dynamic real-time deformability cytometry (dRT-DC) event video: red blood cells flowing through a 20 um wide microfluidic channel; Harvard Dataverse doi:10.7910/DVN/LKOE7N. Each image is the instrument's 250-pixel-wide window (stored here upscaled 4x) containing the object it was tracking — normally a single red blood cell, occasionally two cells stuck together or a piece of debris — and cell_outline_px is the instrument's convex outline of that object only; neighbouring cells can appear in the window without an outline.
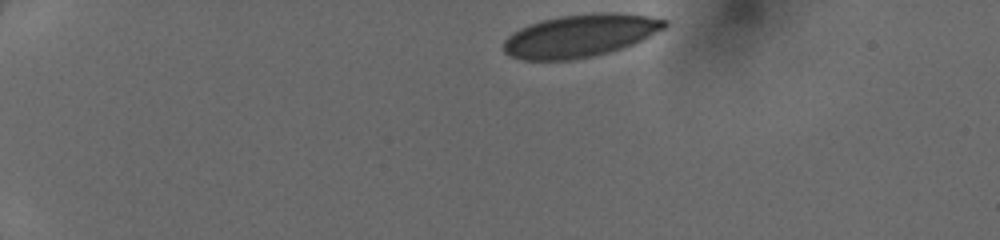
{"species": "human", "species_latin": "Homo sapiens", "temperature_condition": "cold", "stored_images_in_passage": 39, "camera_frame_rate_fps": 3000, "um_per_image_px": 0.085, "donor": {"sex": "female"}, "frame": {"image": 1, "passage_image": 1, "time_ms": 0.0, "image_size_px": [1000, 240], "cell_outline_px": [[668, 24], [664, 28], [632, 44], [608, 52], [592, 56], [568, 60], [524, 60], [508, 56], [504, 52], [504, 40], [512, 32], [528, 24], [540, 20], [560, 16], [592, 12], [616, 12], [648, 16], [668, 20]], "centroid_in_image_um": [49.27, 3.02], "position_along_channel_um": 35.7, "area_um2": 40.06}}
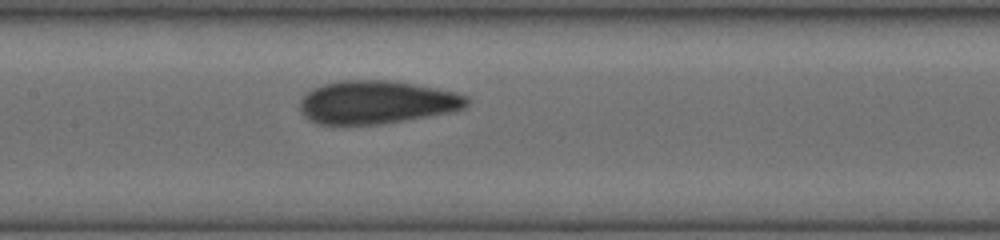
{"frame": {"image": 2, "passage_image": 17, "time_ms": 5.333, "image_size_px": [1000, 240], "cell_outline_px": [[468, 104], [464, 108], [448, 112], [404, 120], [380, 124], [316, 124], [308, 120], [300, 108], [300, 100], [312, 88], [324, 84], [340, 80], [388, 80], [436, 88], [456, 92], [468, 96]], "centroid_in_image_um": [31.99, 8.68], "position_along_channel_um": 175.4, "area_um2": 41.67}}
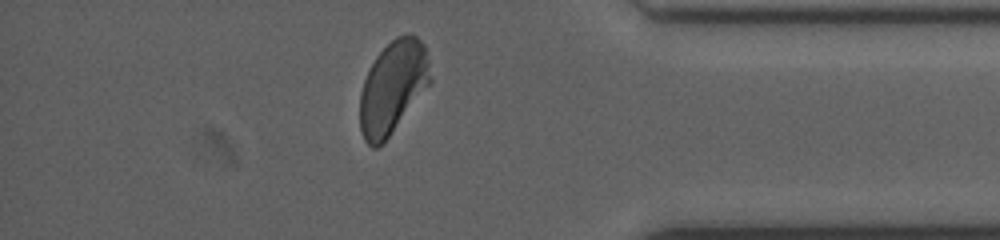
{"frame": {"image": 3, "passage_image": 34, "time_ms": 11.0, "image_size_px": [1000, 240], "cell_outline_px": [[432, 84], [388, 136], [376, 148], [372, 148], [364, 140], [360, 132], [360, 92], [364, 80], [376, 56], [396, 36], [416, 36], [424, 44], [428, 60], [432, 80]], "centroid_in_image_um": [33.4, 7.44], "position_along_channel_um": 401.8, "area_um2": 37.74}}